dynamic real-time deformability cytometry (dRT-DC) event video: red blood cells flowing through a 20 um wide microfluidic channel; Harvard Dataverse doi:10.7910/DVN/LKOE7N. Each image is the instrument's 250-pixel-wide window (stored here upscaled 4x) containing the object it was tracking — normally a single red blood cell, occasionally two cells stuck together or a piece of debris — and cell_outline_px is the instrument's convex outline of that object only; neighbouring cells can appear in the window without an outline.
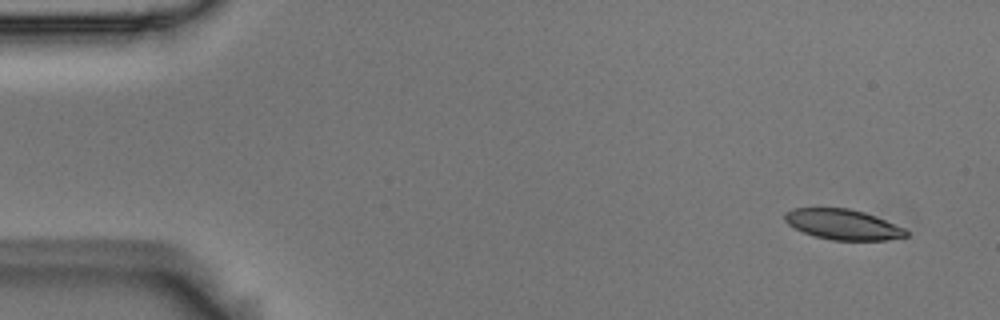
{"species": "Egyptian fruit bat (a non-hibernating species)", "species_latin": "Rousettus aegyptiacus", "temperature_condition": "room temperature", "stored_images_in_passage": 7, "camera_frame_rate_fps": 3000, "um_per_image_px": 0.085, "animal": {"sex": "male"}, "frame": {"image": 1, "passage_image": 1, "time_ms": 0.0, "image_size_px": [1000, 320], "cell_outline_px": [[908, 236], [884, 240], [832, 240], [816, 236], [804, 232], [788, 224], [784, 220], [784, 212], [792, 208], [848, 208], [864, 212], [876, 216], [904, 228], [908, 232]], "centroid_in_image_um": [71.63, 19.07], "position_along_channel_um": 13.4, "area_um2": 21.33}}
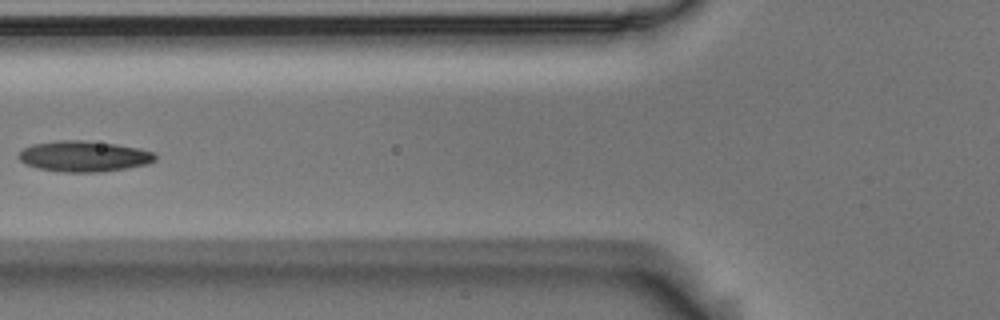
{"frame": {"image": 2, "passage_image": 6, "time_ms": 1.667, "image_size_px": [1000, 320], "cell_outline_px": [[156, 160], [148, 164], [128, 168], [100, 172], [64, 172], [40, 168], [24, 164], [16, 156], [24, 148], [32, 144], [56, 140], [80, 140], [116, 144], [136, 148], [152, 152], [156, 156]], "centroid_in_image_um": [7.11, 13.28], "position_along_channel_um": 118.7, "area_um2": 24.45}}
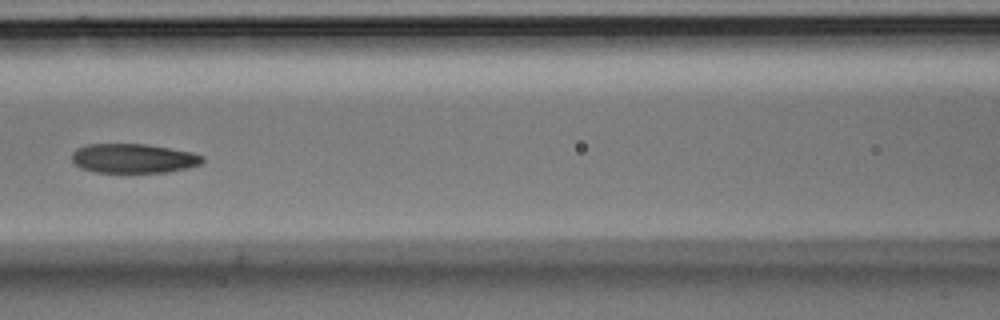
{"frame": {"image": 3, "passage_image": 7, "time_ms": 2.0, "image_size_px": [1000, 320], "cell_outline_px": [[204, 160], [200, 164], [188, 168], [164, 172], [96, 172], [80, 168], [72, 160], [72, 152], [76, 148], [88, 144], [148, 144], [192, 152], [204, 156]], "centroid_in_image_um": [11.34, 13.45], "position_along_channel_um": 155.3, "area_um2": 22.37}}